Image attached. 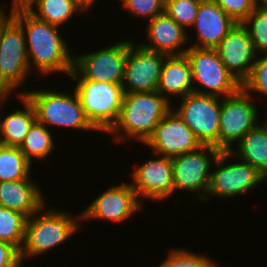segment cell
<instances>
[{
    "label": "cell",
    "mask_w": 267,
    "mask_h": 267,
    "mask_svg": "<svg viewBox=\"0 0 267 267\" xmlns=\"http://www.w3.org/2000/svg\"><path fill=\"white\" fill-rule=\"evenodd\" d=\"M10 97L12 96L4 95L0 97V108L2 110ZM16 99L23 107L22 109L20 107L15 108L14 111L12 110L1 117L2 119L0 118V143L6 146L20 147L31 126L36 121V113L32 103L24 94H16ZM1 112L0 114L5 113Z\"/></svg>",
    "instance_id": "21"
},
{
    "label": "cell",
    "mask_w": 267,
    "mask_h": 267,
    "mask_svg": "<svg viewBox=\"0 0 267 267\" xmlns=\"http://www.w3.org/2000/svg\"><path fill=\"white\" fill-rule=\"evenodd\" d=\"M28 11L36 18L59 28L73 16L85 13L75 0H37Z\"/></svg>",
    "instance_id": "24"
},
{
    "label": "cell",
    "mask_w": 267,
    "mask_h": 267,
    "mask_svg": "<svg viewBox=\"0 0 267 267\" xmlns=\"http://www.w3.org/2000/svg\"><path fill=\"white\" fill-rule=\"evenodd\" d=\"M230 158L237 161L232 162ZM265 180L267 178L247 162H240V159L230 151H221L211 168L204 203H208L211 198L229 200V198L245 195L257 189V186Z\"/></svg>",
    "instance_id": "6"
},
{
    "label": "cell",
    "mask_w": 267,
    "mask_h": 267,
    "mask_svg": "<svg viewBox=\"0 0 267 267\" xmlns=\"http://www.w3.org/2000/svg\"><path fill=\"white\" fill-rule=\"evenodd\" d=\"M179 99L182 101L176 104L172 103V109L193 131L201 145H211L219 149V119L222 98L192 92Z\"/></svg>",
    "instance_id": "9"
},
{
    "label": "cell",
    "mask_w": 267,
    "mask_h": 267,
    "mask_svg": "<svg viewBox=\"0 0 267 267\" xmlns=\"http://www.w3.org/2000/svg\"><path fill=\"white\" fill-rule=\"evenodd\" d=\"M11 15L22 27L31 72H39L40 78L53 73L69 76L74 69L75 53L69 49L68 41L59 32L60 28L36 18L28 10Z\"/></svg>",
    "instance_id": "1"
},
{
    "label": "cell",
    "mask_w": 267,
    "mask_h": 267,
    "mask_svg": "<svg viewBox=\"0 0 267 267\" xmlns=\"http://www.w3.org/2000/svg\"><path fill=\"white\" fill-rule=\"evenodd\" d=\"M236 23H242L257 7V0H214Z\"/></svg>",
    "instance_id": "33"
},
{
    "label": "cell",
    "mask_w": 267,
    "mask_h": 267,
    "mask_svg": "<svg viewBox=\"0 0 267 267\" xmlns=\"http://www.w3.org/2000/svg\"><path fill=\"white\" fill-rule=\"evenodd\" d=\"M236 145L230 152L267 178V120L259 122Z\"/></svg>",
    "instance_id": "23"
},
{
    "label": "cell",
    "mask_w": 267,
    "mask_h": 267,
    "mask_svg": "<svg viewBox=\"0 0 267 267\" xmlns=\"http://www.w3.org/2000/svg\"><path fill=\"white\" fill-rule=\"evenodd\" d=\"M37 0H11L10 13L22 10H29V8L36 2Z\"/></svg>",
    "instance_id": "35"
},
{
    "label": "cell",
    "mask_w": 267,
    "mask_h": 267,
    "mask_svg": "<svg viewBox=\"0 0 267 267\" xmlns=\"http://www.w3.org/2000/svg\"><path fill=\"white\" fill-rule=\"evenodd\" d=\"M151 156L154 158L143 160L130 174L129 182L143 204L146 200L158 202L174 195L172 159L156 153Z\"/></svg>",
    "instance_id": "14"
},
{
    "label": "cell",
    "mask_w": 267,
    "mask_h": 267,
    "mask_svg": "<svg viewBox=\"0 0 267 267\" xmlns=\"http://www.w3.org/2000/svg\"><path fill=\"white\" fill-rule=\"evenodd\" d=\"M4 95H7V94L0 88V97Z\"/></svg>",
    "instance_id": "39"
},
{
    "label": "cell",
    "mask_w": 267,
    "mask_h": 267,
    "mask_svg": "<svg viewBox=\"0 0 267 267\" xmlns=\"http://www.w3.org/2000/svg\"><path fill=\"white\" fill-rule=\"evenodd\" d=\"M12 17L10 12H6L5 8L0 9V31L3 25Z\"/></svg>",
    "instance_id": "37"
},
{
    "label": "cell",
    "mask_w": 267,
    "mask_h": 267,
    "mask_svg": "<svg viewBox=\"0 0 267 267\" xmlns=\"http://www.w3.org/2000/svg\"><path fill=\"white\" fill-rule=\"evenodd\" d=\"M235 24L214 0H201L191 28L195 29L197 39L189 46L215 49Z\"/></svg>",
    "instance_id": "19"
},
{
    "label": "cell",
    "mask_w": 267,
    "mask_h": 267,
    "mask_svg": "<svg viewBox=\"0 0 267 267\" xmlns=\"http://www.w3.org/2000/svg\"><path fill=\"white\" fill-rule=\"evenodd\" d=\"M242 87L253 98L258 95L265 96L267 99V53L257 55L250 77Z\"/></svg>",
    "instance_id": "31"
},
{
    "label": "cell",
    "mask_w": 267,
    "mask_h": 267,
    "mask_svg": "<svg viewBox=\"0 0 267 267\" xmlns=\"http://www.w3.org/2000/svg\"><path fill=\"white\" fill-rule=\"evenodd\" d=\"M27 217L0 205V240L16 246L20 251L25 240Z\"/></svg>",
    "instance_id": "27"
},
{
    "label": "cell",
    "mask_w": 267,
    "mask_h": 267,
    "mask_svg": "<svg viewBox=\"0 0 267 267\" xmlns=\"http://www.w3.org/2000/svg\"><path fill=\"white\" fill-rule=\"evenodd\" d=\"M129 39L125 64L124 93L157 91L162 64L167 55L143 47Z\"/></svg>",
    "instance_id": "15"
},
{
    "label": "cell",
    "mask_w": 267,
    "mask_h": 267,
    "mask_svg": "<svg viewBox=\"0 0 267 267\" xmlns=\"http://www.w3.org/2000/svg\"><path fill=\"white\" fill-rule=\"evenodd\" d=\"M69 79L76 83V91L88 122L98 132H110L118 121L124 96L121 84L94 82L85 79L75 68Z\"/></svg>",
    "instance_id": "4"
},
{
    "label": "cell",
    "mask_w": 267,
    "mask_h": 267,
    "mask_svg": "<svg viewBox=\"0 0 267 267\" xmlns=\"http://www.w3.org/2000/svg\"><path fill=\"white\" fill-rule=\"evenodd\" d=\"M257 7L267 12V0H257Z\"/></svg>",
    "instance_id": "38"
},
{
    "label": "cell",
    "mask_w": 267,
    "mask_h": 267,
    "mask_svg": "<svg viewBox=\"0 0 267 267\" xmlns=\"http://www.w3.org/2000/svg\"><path fill=\"white\" fill-rule=\"evenodd\" d=\"M168 250L166 258L158 267H219L217 261L204 253L199 254L182 247Z\"/></svg>",
    "instance_id": "28"
},
{
    "label": "cell",
    "mask_w": 267,
    "mask_h": 267,
    "mask_svg": "<svg viewBox=\"0 0 267 267\" xmlns=\"http://www.w3.org/2000/svg\"><path fill=\"white\" fill-rule=\"evenodd\" d=\"M215 49L226 69L243 84L258 55L246 27L236 23Z\"/></svg>",
    "instance_id": "17"
},
{
    "label": "cell",
    "mask_w": 267,
    "mask_h": 267,
    "mask_svg": "<svg viewBox=\"0 0 267 267\" xmlns=\"http://www.w3.org/2000/svg\"><path fill=\"white\" fill-rule=\"evenodd\" d=\"M143 205L130 182L115 184L101 192L82 210V225L96 219L123 224L130 217L134 218L135 213L141 212Z\"/></svg>",
    "instance_id": "13"
},
{
    "label": "cell",
    "mask_w": 267,
    "mask_h": 267,
    "mask_svg": "<svg viewBox=\"0 0 267 267\" xmlns=\"http://www.w3.org/2000/svg\"><path fill=\"white\" fill-rule=\"evenodd\" d=\"M157 91L170 103H174L173 98L177 100L194 92L191 64L186 55L165 58Z\"/></svg>",
    "instance_id": "22"
},
{
    "label": "cell",
    "mask_w": 267,
    "mask_h": 267,
    "mask_svg": "<svg viewBox=\"0 0 267 267\" xmlns=\"http://www.w3.org/2000/svg\"><path fill=\"white\" fill-rule=\"evenodd\" d=\"M71 91L37 88L25 90L24 95L34 107L36 120L49 129L52 127L51 131L58 126L60 129L97 132L88 122L76 91Z\"/></svg>",
    "instance_id": "5"
},
{
    "label": "cell",
    "mask_w": 267,
    "mask_h": 267,
    "mask_svg": "<svg viewBox=\"0 0 267 267\" xmlns=\"http://www.w3.org/2000/svg\"><path fill=\"white\" fill-rule=\"evenodd\" d=\"M0 267H25L21 251L14 245L0 240Z\"/></svg>",
    "instance_id": "34"
},
{
    "label": "cell",
    "mask_w": 267,
    "mask_h": 267,
    "mask_svg": "<svg viewBox=\"0 0 267 267\" xmlns=\"http://www.w3.org/2000/svg\"><path fill=\"white\" fill-rule=\"evenodd\" d=\"M45 203L36 213L27 218L25 240L21 260L48 254L75 235L82 226L81 212L73 215ZM47 206V207H46ZM60 210V211H59ZM79 214V215H78Z\"/></svg>",
    "instance_id": "3"
},
{
    "label": "cell",
    "mask_w": 267,
    "mask_h": 267,
    "mask_svg": "<svg viewBox=\"0 0 267 267\" xmlns=\"http://www.w3.org/2000/svg\"><path fill=\"white\" fill-rule=\"evenodd\" d=\"M146 42L140 44L150 50L167 56L185 55L189 49L191 37L188 31L177 24L166 13L156 16L147 22L144 31ZM188 45V46H186Z\"/></svg>",
    "instance_id": "18"
},
{
    "label": "cell",
    "mask_w": 267,
    "mask_h": 267,
    "mask_svg": "<svg viewBox=\"0 0 267 267\" xmlns=\"http://www.w3.org/2000/svg\"><path fill=\"white\" fill-rule=\"evenodd\" d=\"M75 1L84 10V12L91 10V8L93 7L92 5H95L97 3V0H75Z\"/></svg>",
    "instance_id": "36"
},
{
    "label": "cell",
    "mask_w": 267,
    "mask_h": 267,
    "mask_svg": "<svg viewBox=\"0 0 267 267\" xmlns=\"http://www.w3.org/2000/svg\"><path fill=\"white\" fill-rule=\"evenodd\" d=\"M120 4L122 10H127L130 16L144 18L146 22L165 13V0H124Z\"/></svg>",
    "instance_id": "32"
},
{
    "label": "cell",
    "mask_w": 267,
    "mask_h": 267,
    "mask_svg": "<svg viewBox=\"0 0 267 267\" xmlns=\"http://www.w3.org/2000/svg\"><path fill=\"white\" fill-rule=\"evenodd\" d=\"M221 151L211 145H201L198 149L175 156L172 159L174 194L177 191L193 193L195 199L204 204L211 168ZM195 193V194H194Z\"/></svg>",
    "instance_id": "11"
},
{
    "label": "cell",
    "mask_w": 267,
    "mask_h": 267,
    "mask_svg": "<svg viewBox=\"0 0 267 267\" xmlns=\"http://www.w3.org/2000/svg\"><path fill=\"white\" fill-rule=\"evenodd\" d=\"M185 55L191 64L194 92L224 98L242 87L226 69L216 49L190 46Z\"/></svg>",
    "instance_id": "8"
},
{
    "label": "cell",
    "mask_w": 267,
    "mask_h": 267,
    "mask_svg": "<svg viewBox=\"0 0 267 267\" xmlns=\"http://www.w3.org/2000/svg\"><path fill=\"white\" fill-rule=\"evenodd\" d=\"M53 137L52 131L36 120L19 149L32 165L33 162H37L36 160H40L39 162L47 161L56 147Z\"/></svg>",
    "instance_id": "25"
},
{
    "label": "cell",
    "mask_w": 267,
    "mask_h": 267,
    "mask_svg": "<svg viewBox=\"0 0 267 267\" xmlns=\"http://www.w3.org/2000/svg\"><path fill=\"white\" fill-rule=\"evenodd\" d=\"M40 185L32 180V175L28 179L0 182V205L29 218L47 201Z\"/></svg>",
    "instance_id": "20"
},
{
    "label": "cell",
    "mask_w": 267,
    "mask_h": 267,
    "mask_svg": "<svg viewBox=\"0 0 267 267\" xmlns=\"http://www.w3.org/2000/svg\"><path fill=\"white\" fill-rule=\"evenodd\" d=\"M242 24L249 32L256 53H267V12L256 7Z\"/></svg>",
    "instance_id": "29"
},
{
    "label": "cell",
    "mask_w": 267,
    "mask_h": 267,
    "mask_svg": "<svg viewBox=\"0 0 267 267\" xmlns=\"http://www.w3.org/2000/svg\"><path fill=\"white\" fill-rule=\"evenodd\" d=\"M31 74L22 27L11 17L0 31V88L7 95L24 94L19 88Z\"/></svg>",
    "instance_id": "7"
},
{
    "label": "cell",
    "mask_w": 267,
    "mask_h": 267,
    "mask_svg": "<svg viewBox=\"0 0 267 267\" xmlns=\"http://www.w3.org/2000/svg\"><path fill=\"white\" fill-rule=\"evenodd\" d=\"M201 0H165V13L186 31L195 22Z\"/></svg>",
    "instance_id": "30"
},
{
    "label": "cell",
    "mask_w": 267,
    "mask_h": 267,
    "mask_svg": "<svg viewBox=\"0 0 267 267\" xmlns=\"http://www.w3.org/2000/svg\"><path fill=\"white\" fill-rule=\"evenodd\" d=\"M254 99L243 87L235 94L221 99L220 151H230L244 135L261 122L259 119L260 110L256 104L257 101L253 103Z\"/></svg>",
    "instance_id": "10"
},
{
    "label": "cell",
    "mask_w": 267,
    "mask_h": 267,
    "mask_svg": "<svg viewBox=\"0 0 267 267\" xmlns=\"http://www.w3.org/2000/svg\"><path fill=\"white\" fill-rule=\"evenodd\" d=\"M152 153L173 158L198 149L201 143L179 115L171 109L144 143Z\"/></svg>",
    "instance_id": "16"
},
{
    "label": "cell",
    "mask_w": 267,
    "mask_h": 267,
    "mask_svg": "<svg viewBox=\"0 0 267 267\" xmlns=\"http://www.w3.org/2000/svg\"><path fill=\"white\" fill-rule=\"evenodd\" d=\"M171 109L172 103L158 91L124 93L118 121L108 134L119 145L130 139L144 144Z\"/></svg>",
    "instance_id": "2"
},
{
    "label": "cell",
    "mask_w": 267,
    "mask_h": 267,
    "mask_svg": "<svg viewBox=\"0 0 267 267\" xmlns=\"http://www.w3.org/2000/svg\"><path fill=\"white\" fill-rule=\"evenodd\" d=\"M32 166L19 147L0 145V182L28 179Z\"/></svg>",
    "instance_id": "26"
},
{
    "label": "cell",
    "mask_w": 267,
    "mask_h": 267,
    "mask_svg": "<svg viewBox=\"0 0 267 267\" xmlns=\"http://www.w3.org/2000/svg\"><path fill=\"white\" fill-rule=\"evenodd\" d=\"M129 39L89 53L74 54V68L87 80L123 84Z\"/></svg>",
    "instance_id": "12"
}]
</instances>
